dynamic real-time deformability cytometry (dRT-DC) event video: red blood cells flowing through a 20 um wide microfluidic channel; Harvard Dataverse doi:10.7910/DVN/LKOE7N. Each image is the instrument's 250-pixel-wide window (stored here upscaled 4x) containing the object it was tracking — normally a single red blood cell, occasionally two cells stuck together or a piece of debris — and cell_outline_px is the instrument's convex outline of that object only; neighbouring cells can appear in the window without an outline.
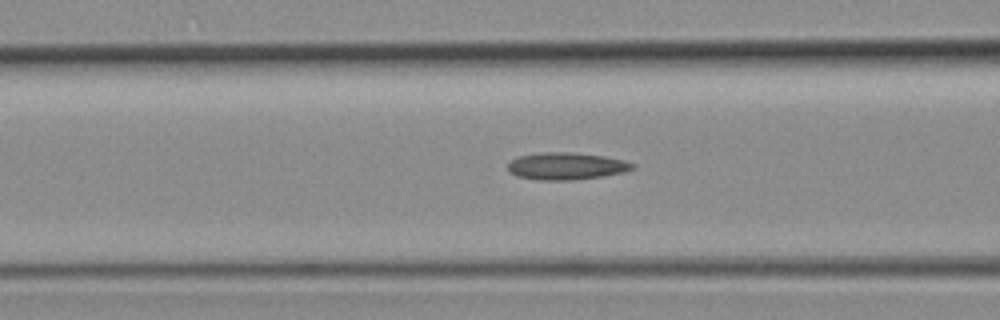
{"species": "common noctule bat (a hibernating species)", "species_latin": "Nyctalus noctula", "temperature_condition": "room temperature", "stored_images_in_passage": 20, "camera_frame_rate_fps": 3000, "um_per_image_px": 0.085, "animal": {"sex": "female", "body_mass_g": 19.3, "forearm_length_mm": 54.1}, "frame": {"image": 1, "passage_image": 16, "time_ms": 5.0, "image_size_px": [1000, 320], "cell_outline_px": [[636, 168], [624, 172], [604, 176], [572, 180], [540, 180], [516, 176], [508, 172], [508, 164], [516, 156], [544, 152], [572, 152], [604, 156], [624, 160], [636, 164]], "centroid_in_image_um": [48.15, 14.12], "position_along_channel_um": 118.5, "area_um2": 19.94}}
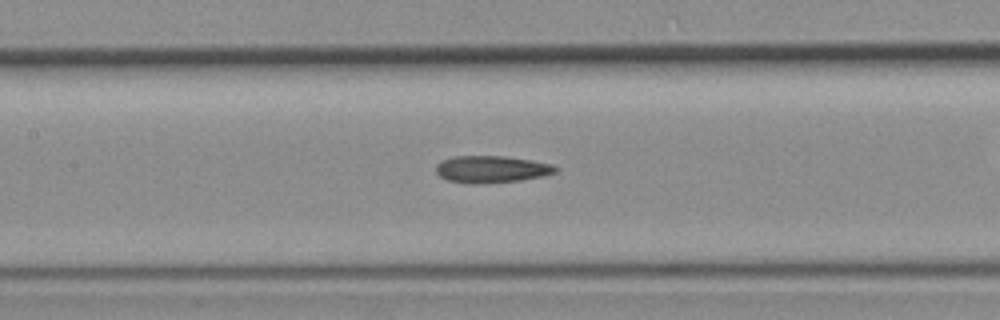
{"frame": {"image": 2, "passage_image": 19, "time_ms": 6.0, "image_size_px": [1000, 320], "cell_outline_px": [[560, 168], [556, 172], [544, 176], [520, 180], [472, 184], [468, 184], [448, 180], [440, 176], [436, 172], [436, 164], [440, 160], [452, 156], [504, 156], [552, 164]], "centroid_in_image_um": [41.75, 14.38], "position_along_channel_um": 165.6, "area_um2": 18.84}}